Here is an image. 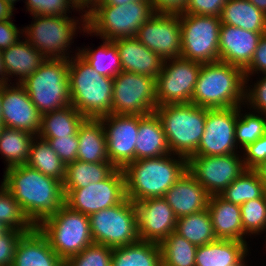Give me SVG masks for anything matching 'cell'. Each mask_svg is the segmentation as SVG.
<instances>
[{
  "label": "cell",
  "mask_w": 266,
  "mask_h": 266,
  "mask_svg": "<svg viewBox=\"0 0 266 266\" xmlns=\"http://www.w3.org/2000/svg\"><path fill=\"white\" fill-rule=\"evenodd\" d=\"M3 177L1 183L34 226L65 203L63 183L27 164L7 168Z\"/></svg>",
  "instance_id": "obj_1"
},
{
  "label": "cell",
  "mask_w": 266,
  "mask_h": 266,
  "mask_svg": "<svg viewBox=\"0 0 266 266\" xmlns=\"http://www.w3.org/2000/svg\"><path fill=\"white\" fill-rule=\"evenodd\" d=\"M126 197L132 202L164 197L187 171V159L175 154L139 159L123 169Z\"/></svg>",
  "instance_id": "obj_2"
},
{
  "label": "cell",
  "mask_w": 266,
  "mask_h": 266,
  "mask_svg": "<svg viewBox=\"0 0 266 266\" xmlns=\"http://www.w3.org/2000/svg\"><path fill=\"white\" fill-rule=\"evenodd\" d=\"M245 76L240 67L221 61L202 63L191 103L207 109L244 106Z\"/></svg>",
  "instance_id": "obj_3"
},
{
  "label": "cell",
  "mask_w": 266,
  "mask_h": 266,
  "mask_svg": "<svg viewBox=\"0 0 266 266\" xmlns=\"http://www.w3.org/2000/svg\"><path fill=\"white\" fill-rule=\"evenodd\" d=\"M78 53L68 60L71 105L85 118L112 114L113 78L97 73Z\"/></svg>",
  "instance_id": "obj_4"
},
{
  "label": "cell",
  "mask_w": 266,
  "mask_h": 266,
  "mask_svg": "<svg viewBox=\"0 0 266 266\" xmlns=\"http://www.w3.org/2000/svg\"><path fill=\"white\" fill-rule=\"evenodd\" d=\"M159 117L172 154L187 160L196 154L204 133L206 108L192 103L160 105Z\"/></svg>",
  "instance_id": "obj_5"
},
{
  "label": "cell",
  "mask_w": 266,
  "mask_h": 266,
  "mask_svg": "<svg viewBox=\"0 0 266 266\" xmlns=\"http://www.w3.org/2000/svg\"><path fill=\"white\" fill-rule=\"evenodd\" d=\"M154 12L150 1H132L122 5H96L86 15L88 35L114 41L135 37Z\"/></svg>",
  "instance_id": "obj_6"
},
{
  "label": "cell",
  "mask_w": 266,
  "mask_h": 266,
  "mask_svg": "<svg viewBox=\"0 0 266 266\" xmlns=\"http://www.w3.org/2000/svg\"><path fill=\"white\" fill-rule=\"evenodd\" d=\"M76 18L78 20L69 16L34 15L33 22L22 27L25 34L23 36L47 59L69 60L72 52H69V48L74 43L75 34L79 29L81 33L87 29L86 15H80L81 19L77 16Z\"/></svg>",
  "instance_id": "obj_7"
},
{
  "label": "cell",
  "mask_w": 266,
  "mask_h": 266,
  "mask_svg": "<svg viewBox=\"0 0 266 266\" xmlns=\"http://www.w3.org/2000/svg\"><path fill=\"white\" fill-rule=\"evenodd\" d=\"M36 227L64 262L94 243L89 217L71 209L65 203L57 212L43 219Z\"/></svg>",
  "instance_id": "obj_8"
},
{
  "label": "cell",
  "mask_w": 266,
  "mask_h": 266,
  "mask_svg": "<svg viewBox=\"0 0 266 266\" xmlns=\"http://www.w3.org/2000/svg\"><path fill=\"white\" fill-rule=\"evenodd\" d=\"M68 72V59H47L20 83L41 115L71 105Z\"/></svg>",
  "instance_id": "obj_9"
},
{
  "label": "cell",
  "mask_w": 266,
  "mask_h": 266,
  "mask_svg": "<svg viewBox=\"0 0 266 266\" xmlns=\"http://www.w3.org/2000/svg\"><path fill=\"white\" fill-rule=\"evenodd\" d=\"M89 217L94 243L111 248L138 242L137 214L134 202L126 198L122 203L95 212Z\"/></svg>",
  "instance_id": "obj_10"
},
{
  "label": "cell",
  "mask_w": 266,
  "mask_h": 266,
  "mask_svg": "<svg viewBox=\"0 0 266 266\" xmlns=\"http://www.w3.org/2000/svg\"><path fill=\"white\" fill-rule=\"evenodd\" d=\"M181 57L200 63L219 61L220 17L179 14Z\"/></svg>",
  "instance_id": "obj_11"
},
{
  "label": "cell",
  "mask_w": 266,
  "mask_h": 266,
  "mask_svg": "<svg viewBox=\"0 0 266 266\" xmlns=\"http://www.w3.org/2000/svg\"><path fill=\"white\" fill-rule=\"evenodd\" d=\"M156 107L155 78L123 71L113 78L112 114L145 116Z\"/></svg>",
  "instance_id": "obj_12"
},
{
  "label": "cell",
  "mask_w": 266,
  "mask_h": 266,
  "mask_svg": "<svg viewBox=\"0 0 266 266\" xmlns=\"http://www.w3.org/2000/svg\"><path fill=\"white\" fill-rule=\"evenodd\" d=\"M201 66L182 57L164 60L156 78L157 106L191 103Z\"/></svg>",
  "instance_id": "obj_13"
},
{
  "label": "cell",
  "mask_w": 266,
  "mask_h": 266,
  "mask_svg": "<svg viewBox=\"0 0 266 266\" xmlns=\"http://www.w3.org/2000/svg\"><path fill=\"white\" fill-rule=\"evenodd\" d=\"M65 204L87 216L122 203L126 197L125 176L117 168L108 178L87 187L63 189Z\"/></svg>",
  "instance_id": "obj_14"
},
{
  "label": "cell",
  "mask_w": 266,
  "mask_h": 266,
  "mask_svg": "<svg viewBox=\"0 0 266 266\" xmlns=\"http://www.w3.org/2000/svg\"><path fill=\"white\" fill-rule=\"evenodd\" d=\"M246 170L241 154L192 156L187 171L211 195H219Z\"/></svg>",
  "instance_id": "obj_15"
},
{
  "label": "cell",
  "mask_w": 266,
  "mask_h": 266,
  "mask_svg": "<svg viewBox=\"0 0 266 266\" xmlns=\"http://www.w3.org/2000/svg\"><path fill=\"white\" fill-rule=\"evenodd\" d=\"M238 107L207 109L204 133L193 156H223L240 153L235 141Z\"/></svg>",
  "instance_id": "obj_16"
},
{
  "label": "cell",
  "mask_w": 266,
  "mask_h": 266,
  "mask_svg": "<svg viewBox=\"0 0 266 266\" xmlns=\"http://www.w3.org/2000/svg\"><path fill=\"white\" fill-rule=\"evenodd\" d=\"M163 60L181 58L182 36L179 14H154L135 36Z\"/></svg>",
  "instance_id": "obj_17"
},
{
  "label": "cell",
  "mask_w": 266,
  "mask_h": 266,
  "mask_svg": "<svg viewBox=\"0 0 266 266\" xmlns=\"http://www.w3.org/2000/svg\"><path fill=\"white\" fill-rule=\"evenodd\" d=\"M99 119L106 136L109 161L116 168L123 169L135 161L139 115L109 114Z\"/></svg>",
  "instance_id": "obj_18"
},
{
  "label": "cell",
  "mask_w": 266,
  "mask_h": 266,
  "mask_svg": "<svg viewBox=\"0 0 266 266\" xmlns=\"http://www.w3.org/2000/svg\"><path fill=\"white\" fill-rule=\"evenodd\" d=\"M141 241L160 244L175 231L177 217L164 197L134 202Z\"/></svg>",
  "instance_id": "obj_19"
},
{
  "label": "cell",
  "mask_w": 266,
  "mask_h": 266,
  "mask_svg": "<svg viewBox=\"0 0 266 266\" xmlns=\"http://www.w3.org/2000/svg\"><path fill=\"white\" fill-rule=\"evenodd\" d=\"M10 84L1 85L3 126L28 131L37 136L41 114L21 84Z\"/></svg>",
  "instance_id": "obj_20"
},
{
  "label": "cell",
  "mask_w": 266,
  "mask_h": 266,
  "mask_svg": "<svg viewBox=\"0 0 266 266\" xmlns=\"http://www.w3.org/2000/svg\"><path fill=\"white\" fill-rule=\"evenodd\" d=\"M266 32H251L228 24H221L219 61L242 68L250 64L258 42Z\"/></svg>",
  "instance_id": "obj_21"
},
{
  "label": "cell",
  "mask_w": 266,
  "mask_h": 266,
  "mask_svg": "<svg viewBox=\"0 0 266 266\" xmlns=\"http://www.w3.org/2000/svg\"><path fill=\"white\" fill-rule=\"evenodd\" d=\"M120 56L123 72H133L157 78L164 60L136 37L120 38L113 41Z\"/></svg>",
  "instance_id": "obj_22"
},
{
  "label": "cell",
  "mask_w": 266,
  "mask_h": 266,
  "mask_svg": "<svg viewBox=\"0 0 266 266\" xmlns=\"http://www.w3.org/2000/svg\"><path fill=\"white\" fill-rule=\"evenodd\" d=\"M209 197L205 188L188 171L164 196L177 218L207 209Z\"/></svg>",
  "instance_id": "obj_23"
},
{
  "label": "cell",
  "mask_w": 266,
  "mask_h": 266,
  "mask_svg": "<svg viewBox=\"0 0 266 266\" xmlns=\"http://www.w3.org/2000/svg\"><path fill=\"white\" fill-rule=\"evenodd\" d=\"M63 262L50 247L47 238L35 226L20 237L12 266H61Z\"/></svg>",
  "instance_id": "obj_24"
},
{
  "label": "cell",
  "mask_w": 266,
  "mask_h": 266,
  "mask_svg": "<svg viewBox=\"0 0 266 266\" xmlns=\"http://www.w3.org/2000/svg\"><path fill=\"white\" fill-rule=\"evenodd\" d=\"M18 40L9 48L2 50L3 66L5 69L7 83L12 81L22 83L27 77L37 71L47 58L26 39ZM11 76V77H10ZM10 78V79H9Z\"/></svg>",
  "instance_id": "obj_25"
},
{
  "label": "cell",
  "mask_w": 266,
  "mask_h": 266,
  "mask_svg": "<svg viewBox=\"0 0 266 266\" xmlns=\"http://www.w3.org/2000/svg\"><path fill=\"white\" fill-rule=\"evenodd\" d=\"M249 250L247 242L217 239L198 246L195 266H243Z\"/></svg>",
  "instance_id": "obj_26"
},
{
  "label": "cell",
  "mask_w": 266,
  "mask_h": 266,
  "mask_svg": "<svg viewBox=\"0 0 266 266\" xmlns=\"http://www.w3.org/2000/svg\"><path fill=\"white\" fill-rule=\"evenodd\" d=\"M207 209L210 213L213 230L217 239L246 241L248 236L243 231L241 208L239 205L224 200L219 195H211Z\"/></svg>",
  "instance_id": "obj_27"
},
{
  "label": "cell",
  "mask_w": 266,
  "mask_h": 266,
  "mask_svg": "<svg viewBox=\"0 0 266 266\" xmlns=\"http://www.w3.org/2000/svg\"><path fill=\"white\" fill-rule=\"evenodd\" d=\"M171 154L161 121L155 112L139 115L135 161Z\"/></svg>",
  "instance_id": "obj_28"
},
{
  "label": "cell",
  "mask_w": 266,
  "mask_h": 266,
  "mask_svg": "<svg viewBox=\"0 0 266 266\" xmlns=\"http://www.w3.org/2000/svg\"><path fill=\"white\" fill-rule=\"evenodd\" d=\"M77 160L97 163L110 162L107 141L100 119L86 118L78 128Z\"/></svg>",
  "instance_id": "obj_29"
},
{
  "label": "cell",
  "mask_w": 266,
  "mask_h": 266,
  "mask_svg": "<svg viewBox=\"0 0 266 266\" xmlns=\"http://www.w3.org/2000/svg\"><path fill=\"white\" fill-rule=\"evenodd\" d=\"M220 21L251 32H266V14L249 0H228Z\"/></svg>",
  "instance_id": "obj_30"
},
{
  "label": "cell",
  "mask_w": 266,
  "mask_h": 266,
  "mask_svg": "<svg viewBox=\"0 0 266 266\" xmlns=\"http://www.w3.org/2000/svg\"><path fill=\"white\" fill-rule=\"evenodd\" d=\"M86 118L72 105L41 115L40 138L77 136L78 128Z\"/></svg>",
  "instance_id": "obj_31"
},
{
  "label": "cell",
  "mask_w": 266,
  "mask_h": 266,
  "mask_svg": "<svg viewBox=\"0 0 266 266\" xmlns=\"http://www.w3.org/2000/svg\"><path fill=\"white\" fill-rule=\"evenodd\" d=\"M111 266H163L160 245L141 241L113 248Z\"/></svg>",
  "instance_id": "obj_32"
},
{
  "label": "cell",
  "mask_w": 266,
  "mask_h": 266,
  "mask_svg": "<svg viewBox=\"0 0 266 266\" xmlns=\"http://www.w3.org/2000/svg\"><path fill=\"white\" fill-rule=\"evenodd\" d=\"M117 168L111 162L88 163L80 160L68 163L63 180V189L87 187L90 183L101 182Z\"/></svg>",
  "instance_id": "obj_33"
},
{
  "label": "cell",
  "mask_w": 266,
  "mask_h": 266,
  "mask_svg": "<svg viewBox=\"0 0 266 266\" xmlns=\"http://www.w3.org/2000/svg\"><path fill=\"white\" fill-rule=\"evenodd\" d=\"M35 135L28 131L3 127L0 133V154L6 168L27 164Z\"/></svg>",
  "instance_id": "obj_34"
},
{
  "label": "cell",
  "mask_w": 266,
  "mask_h": 266,
  "mask_svg": "<svg viewBox=\"0 0 266 266\" xmlns=\"http://www.w3.org/2000/svg\"><path fill=\"white\" fill-rule=\"evenodd\" d=\"M27 165L61 182L65 178V163L50 147L47 140L39 136H35L33 139Z\"/></svg>",
  "instance_id": "obj_35"
},
{
  "label": "cell",
  "mask_w": 266,
  "mask_h": 266,
  "mask_svg": "<svg viewBox=\"0 0 266 266\" xmlns=\"http://www.w3.org/2000/svg\"><path fill=\"white\" fill-rule=\"evenodd\" d=\"M102 41L95 50L86 46L85 48L77 47L78 54L97 73L114 78L122 71L119 52L113 41L106 39H102Z\"/></svg>",
  "instance_id": "obj_36"
},
{
  "label": "cell",
  "mask_w": 266,
  "mask_h": 266,
  "mask_svg": "<svg viewBox=\"0 0 266 266\" xmlns=\"http://www.w3.org/2000/svg\"><path fill=\"white\" fill-rule=\"evenodd\" d=\"M175 232L196 246L217 240L208 209L178 218Z\"/></svg>",
  "instance_id": "obj_37"
},
{
  "label": "cell",
  "mask_w": 266,
  "mask_h": 266,
  "mask_svg": "<svg viewBox=\"0 0 266 266\" xmlns=\"http://www.w3.org/2000/svg\"><path fill=\"white\" fill-rule=\"evenodd\" d=\"M264 194V185L258 173L253 169H246L219 196L230 203L241 206L247 201L261 198Z\"/></svg>",
  "instance_id": "obj_38"
},
{
  "label": "cell",
  "mask_w": 266,
  "mask_h": 266,
  "mask_svg": "<svg viewBox=\"0 0 266 266\" xmlns=\"http://www.w3.org/2000/svg\"><path fill=\"white\" fill-rule=\"evenodd\" d=\"M163 266H195L198 246L173 231L160 244Z\"/></svg>",
  "instance_id": "obj_39"
},
{
  "label": "cell",
  "mask_w": 266,
  "mask_h": 266,
  "mask_svg": "<svg viewBox=\"0 0 266 266\" xmlns=\"http://www.w3.org/2000/svg\"><path fill=\"white\" fill-rule=\"evenodd\" d=\"M238 106V117L235 126V141L240 151L248 144L254 143L266 133V115L255 111H244Z\"/></svg>",
  "instance_id": "obj_40"
},
{
  "label": "cell",
  "mask_w": 266,
  "mask_h": 266,
  "mask_svg": "<svg viewBox=\"0 0 266 266\" xmlns=\"http://www.w3.org/2000/svg\"><path fill=\"white\" fill-rule=\"evenodd\" d=\"M0 222L9 229L24 233L30 232L35 227L2 183L0 185Z\"/></svg>",
  "instance_id": "obj_41"
},
{
  "label": "cell",
  "mask_w": 266,
  "mask_h": 266,
  "mask_svg": "<svg viewBox=\"0 0 266 266\" xmlns=\"http://www.w3.org/2000/svg\"><path fill=\"white\" fill-rule=\"evenodd\" d=\"M240 208L243 231L250 237L263 234L266 231V194L243 203Z\"/></svg>",
  "instance_id": "obj_42"
},
{
  "label": "cell",
  "mask_w": 266,
  "mask_h": 266,
  "mask_svg": "<svg viewBox=\"0 0 266 266\" xmlns=\"http://www.w3.org/2000/svg\"><path fill=\"white\" fill-rule=\"evenodd\" d=\"M113 248L93 243L85 247L79 254L70 257L68 266H111Z\"/></svg>",
  "instance_id": "obj_43"
},
{
  "label": "cell",
  "mask_w": 266,
  "mask_h": 266,
  "mask_svg": "<svg viewBox=\"0 0 266 266\" xmlns=\"http://www.w3.org/2000/svg\"><path fill=\"white\" fill-rule=\"evenodd\" d=\"M25 5L31 16H69L70 8L79 11L70 0H25Z\"/></svg>",
  "instance_id": "obj_44"
},
{
  "label": "cell",
  "mask_w": 266,
  "mask_h": 266,
  "mask_svg": "<svg viewBox=\"0 0 266 266\" xmlns=\"http://www.w3.org/2000/svg\"><path fill=\"white\" fill-rule=\"evenodd\" d=\"M244 105H247L249 110L254 109L253 111L266 115V74H262L252 85L245 83Z\"/></svg>",
  "instance_id": "obj_45"
},
{
  "label": "cell",
  "mask_w": 266,
  "mask_h": 266,
  "mask_svg": "<svg viewBox=\"0 0 266 266\" xmlns=\"http://www.w3.org/2000/svg\"><path fill=\"white\" fill-rule=\"evenodd\" d=\"M47 140L50 147L56 152L60 159L67 165L77 160L78 137L63 136L60 138H42Z\"/></svg>",
  "instance_id": "obj_46"
},
{
  "label": "cell",
  "mask_w": 266,
  "mask_h": 266,
  "mask_svg": "<svg viewBox=\"0 0 266 266\" xmlns=\"http://www.w3.org/2000/svg\"><path fill=\"white\" fill-rule=\"evenodd\" d=\"M243 161L246 169H255L266 160V133L243 150Z\"/></svg>",
  "instance_id": "obj_47"
},
{
  "label": "cell",
  "mask_w": 266,
  "mask_h": 266,
  "mask_svg": "<svg viewBox=\"0 0 266 266\" xmlns=\"http://www.w3.org/2000/svg\"><path fill=\"white\" fill-rule=\"evenodd\" d=\"M228 0H188L184 14L220 17Z\"/></svg>",
  "instance_id": "obj_48"
},
{
  "label": "cell",
  "mask_w": 266,
  "mask_h": 266,
  "mask_svg": "<svg viewBox=\"0 0 266 266\" xmlns=\"http://www.w3.org/2000/svg\"><path fill=\"white\" fill-rule=\"evenodd\" d=\"M24 232L9 229L0 237V266H12L16 245Z\"/></svg>",
  "instance_id": "obj_49"
},
{
  "label": "cell",
  "mask_w": 266,
  "mask_h": 266,
  "mask_svg": "<svg viewBox=\"0 0 266 266\" xmlns=\"http://www.w3.org/2000/svg\"><path fill=\"white\" fill-rule=\"evenodd\" d=\"M266 74V34L262 35L258 42L250 64L244 69L245 83L255 74Z\"/></svg>",
  "instance_id": "obj_50"
},
{
  "label": "cell",
  "mask_w": 266,
  "mask_h": 266,
  "mask_svg": "<svg viewBox=\"0 0 266 266\" xmlns=\"http://www.w3.org/2000/svg\"><path fill=\"white\" fill-rule=\"evenodd\" d=\"M13 23V20L0 21V50H5L16 43L23 36V29ZM22 35V36H20Z\"/></svg>",
  "instance_id": "obj_51"
},
{
  "label": "cell",
  "mask_w": 266,
  "mask_h": 266,
  "mask_svg": "<svg viewBox=\"0 0 266 266\" xmlns=\"http://www.w3.org/2000/svg\"><path fill=\"white\" fill-rule=\"evenodd\" d=\"M154 14H183L188 0H149Z\"/></svg>",
  "instance_id": "obj_52"
},
{
  "label": "cell",
  "mask_w": 266,
  "mask_h": 266,
  "mask_svg": "<svg viewBox=\"0 0 266 266\" xmlns=\"http://www.w3.org/2000/svg\"><path fill=\"white\" fill-rule=\"evenodd\" d=\"M79 10V13L87 15L94 8V0H70ZM81 11V12H80Z\"/></svg>",
  "instance_id": "obj_53"
},
{
  "label": "cell",
  "mask_w": 266,
  "mask_h": 266,
  "mask_svg": "<svg viewBox=\"0 0 266 266\" xmlns=\"http://www.w3.org/2000/svg\"><path fill=\"white\" fill-rule=\"evenodd\" d=\"M14 10H16V9H14L5 0H0V21L11 20Z\"/></svg>",
  "instance_id": "obj_54"
},
{
  "label": "cell",
  "mask_w": 266,
  "mask_h": 266,
  "mask_svg": "<svg viewBox=\"0 0 266 266\" xmlns=\"http://www.w3.org/2000/svg\"><path fill=\"white\" fill-rule=\"evenodd\" d=\"M254 170L258 173L261 181L263 182L264 191H265V194H266V160L264 162H262Z\"/></svg>",
  "instance_id": "obj_55"
},
{
  "label": "cell",
  "mask_w": 266,
  "mask_h": 266,
  "mask_svg": "<svg viewBox=\"0 0 266 266\" xmlns=\"http://www.w3.org/2000/svg\"><path fill=\"white\" fill-rule=\"evenodd\" d=\"M132 1H149V0H104L97 5H122Z\"/></svg>",
  "instance_id": "obj_56"
},
{
  "label": "cell",
  "mask_w": 266,
  "mask_h": 266,
  "mask_svg": "<svg viewBox=\"0 0 266 266\" xmlns=\"http://www.w3.org/2000/svg\"><path fill=\"white\" fill-rule=\"evenodd\" d=\"M6 83H7V79H6L5 69L3 66V57H2L1 50H0V86Z\"/></svg>",
  "instance_id": "obj_57"
},
{
  "label": "cell",
  "mask_w": 266,
  "mask_h": 266,
  "mask_svg": "<svg viewBox=\"0 0 266 266\" xmlns=\"http://www.w3.org/2000/svg\"><path fill=\"white\" fill-rule=\"evenodd\" d=\"M254 6L266 14V0H249Z\"/></svg>",
  "instance_id": "obj_58"
},
{
  "label": "cell",
  "mask_w": 266,
  "mask_h": 266,
  "mask_svg": "<svg viewBox=\"0 0 266 266\" xmlns=\"http://www.w3.org/2000/svg\"><path fill=\"white\" fill-rule=\"evenodd\" d=\"M9 230L3 223L0 222V237L2 234L6 233Z\"/></svg>",
  "instance_id": "obj_59"
},
{
  "label": "cell",
  "mask_w": 266,
  "mask_h": 266,
  "mask_svg": "<svg viewBox=\"0 0 266 266\" xmlns=\"http://www.w3.org/2000/svg\"><path fill=\"white\" fill-rule=\"evenodd\" d=\"M2 98H1V86H0V123H2Z\"/></svg>",
  "instance_id": "obj_60"
},
{
  "label": "cell",
  "mask_w": 266,
  "mask_h": 266,
  "mask_svg": "<svg viewBox=\"0 0 266 266\" xmlns=\"http://www.w3.org/2000/svg\"><path fill=\"white\" fill-rule=\"evenodd\" d=\"M8 4H10L13 8H15L14 7V3H16V2H18V1H20V0H5Z\"/></svg>",
  "instance_id": "obj_61"
},
{
  "label": "cell",
  "mask_w": 266,
  "mask_h": 266,
  "mask_svg": "<svg viewBox=\"0 0 266 266\" xmlns=\"http://www.w3.org/2000/svg\"><path fill=\"white\" fill-rule=\"evenodd\" d=\"M104 0H94V7L97 5V4H99V3H101V2H103Z\"/></svg>",
  "instance_id": "obj_62"
},
{
  "label": "cell",
  "mask_w": 266,
  "mask_h": 266,
  "mask_svg": "<svg viewBox=\"0 0 266 266\" xmlns=\"http://www.w3.org/2000/svg\"><path fill=\"white\" fill-rule=\"evenodd\" d=\"M3 123H0V133H1V131H2V129H3Z\"/></svg>",
  "instance_id": "obj_63"
},
{
  "label": "cell",
  "mask_w": 266,
  "mask_h": 266,
  "mask_svg": "<svg viewBox=\"0 0 266 266\" xmlns=\"http://www.w3.org/2000/svg\"><path fill=\"white\" fill-rule=\"evenodd\" d=\"M61 266H68L66 262H63Z\"/></svg>",
  "instance_id": "obj_64"
}]
</instances>
